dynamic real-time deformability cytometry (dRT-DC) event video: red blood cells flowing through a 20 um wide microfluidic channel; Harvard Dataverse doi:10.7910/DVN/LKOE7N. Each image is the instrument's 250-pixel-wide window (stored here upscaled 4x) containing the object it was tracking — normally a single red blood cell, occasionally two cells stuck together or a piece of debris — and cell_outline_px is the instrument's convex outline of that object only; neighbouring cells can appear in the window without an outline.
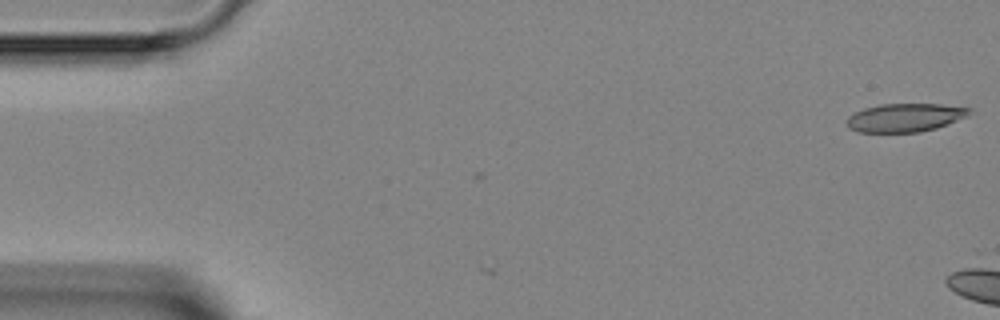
{"species": "Egyptian fruit bat (a non-hibernating species)", "species_latin": "Rousettus aegyptiacus", "temperature_condition": "room temperature", "stored_images_in_passage": 2, "camera_frame_rate_fps": 3000, "um_per_image_px": 0.085, "animal": {"sex": "female"}, "frame": {"image": 1, "passage_image": 1, "time_ms": 0.0, "image_size_px": [1000, 320], "cell_outline_px": [[972, 108], [968, 116], [948, 124], [936, 128], [920, 132], [856, 132], [848, 128], [844, 124], [844, 120], [848, 116], [864, 108], [880, 104], [940, 104]], "centroid_in_image_um": [76.88, 10.0], "position_along_channel_um": 8.1, "area_um2": 20.52}}